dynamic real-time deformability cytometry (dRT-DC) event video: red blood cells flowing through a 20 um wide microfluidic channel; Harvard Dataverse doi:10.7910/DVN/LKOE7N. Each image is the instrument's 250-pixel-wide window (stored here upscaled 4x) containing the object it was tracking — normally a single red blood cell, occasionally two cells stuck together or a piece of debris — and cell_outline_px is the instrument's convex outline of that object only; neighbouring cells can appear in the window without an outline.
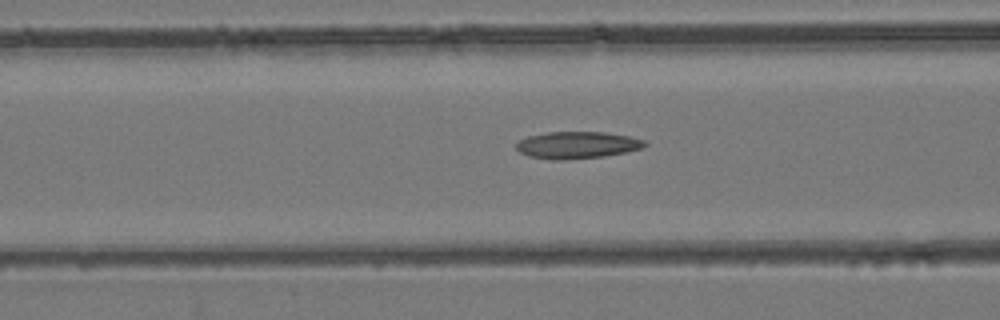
{"species": "common noctule bat (a hibernating species)", "species_latin": "Nyctalus noctula", "temperature_condition": "room temperature", "stored_images_in_passage": 44, "camera_frame_rate_fps": 3000, "um_per_image_px": 0.085, "animal": {"sex": "female", "body_mass_g": 24.6, "forearm_length_mm": 56.2}, "frame": {"image": 1, "passage_image": 16, "time_ms": 5.0, "image_size_px": [1000, 320], "cell_outline_px": [[648, 144], [644, 148], [604, 156], [564, 160], [552, 160], [528, 156], [520, 152], [516, 148], [516, 144], [520, 140], [528, 136], [548, 132], [604, 132], [628, 136], [644, 140]], "centroid_in_image_um": [49.06, 12.33], "position_along_channel_um": 117.5, "area_um2": 20.17}}
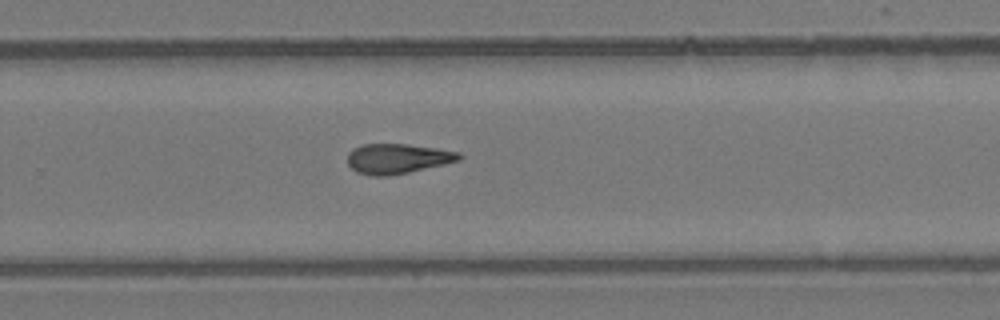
{"frame": {"image": 2, "passage_image": 28, "time_ms": 9.0, "image_size_px": [1000, 320], "cell_outline_px": [[464, 156], [460, 160], [444, 164], [408, 172], [388, 176], [368, 176], [356, 172], [348, 164], [348, 152], [352, 148], [364, 144], [408, 144], [436, 148], [460, 152]], "centroid_in_image_um": [33.78, 13.48], "position_along_channel_um": 296.0, "area_um2": 19.59}}
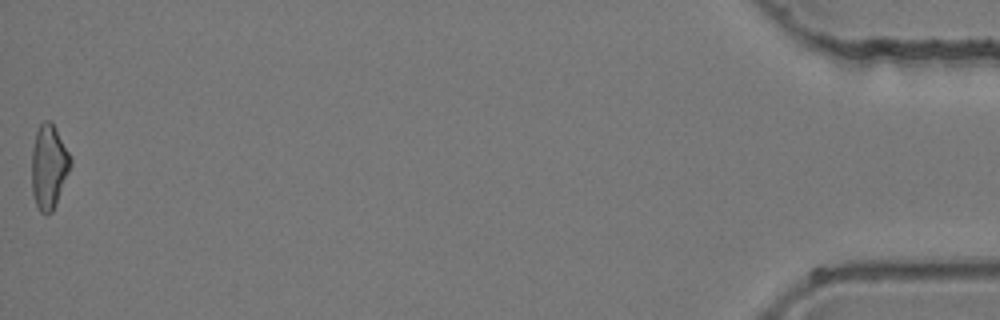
{"frame": {"image": 3, "passage_image": 44, "time_ms": 14.333, "image_size_px": [1000, 320], "cell_outline_px": [[72, 164], [56, 204], [52, 212], [44, 216], [40, 212], [36, 204], [32, 192], [32, 148], [36, 132], [40, 124], [44, 120], [52, 120], [72, 160]], "centroid_in_image_um": [4.15, 14.17], "position_along_channel_um": 431.1, "area_um2": 19.13}}